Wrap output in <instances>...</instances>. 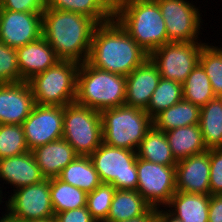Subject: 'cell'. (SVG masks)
Here are the masks:
<instances>
[{
	"instance_id": "cell-14",
	"label": "cell",
	"mask_w": 222,
	"mask_h": 222,
	"mask_svg": "<svg viewBox=\"0 0 222 222\" xmlns=\"http://www.w3.org/2000/svg\"><path fill=\"white\" fill-rule=\"evenodd\" d=\"M42 37V13L0 10V41L18 48Z\"/></svg>"
},
{
	"instance_id": "cell-31",
	"label": "cell",
	"mask_w": 222,
	"mask_h": 222,
	"mask_svg": "<svg viewBox=\"0 0 222 222\" xmlns=\"http://www.w3.org/2000/svg\"><path fill=\"white\" fill-rule=\"evenodd\" d=\"M182 99V84L170 79L161 78L145 111L153 119L161 111L168 109Z\"/></svg>"
},
{
	"instance_id": "cell-34",
	"label": "cell",
	"mask_w": 222,
	"mask_h": 222,
	"mask_svg": "<svg viewBox=\"0 0 222 222\" xmlns=\"http://www.w3.org/2000/svg\"><path fill=\"white\" fill-rule=\"evenodd\" d=\"M116 188L112 184L101 183L94 191L87 194L86 207L96 222H107Z\"/></svg>"
},
{
	"instance_id": "cell-5",
	"label": "cell",
	"mask_w": 222,
	"mask_h": 222,
	"mask_svg": "<svg viewBox=\"0 0 222 222\" xmlns=\"http://www.w3.org/2000/svg\"><path fill=\"white\" fill-rule=\"evenodd\" d=\"M103 143L136 151L153 126V119L144 109L126 105L102 110Z\"/></svg>"
},
{
	"instance_id": "cell-27",
	"label": "cell",
	"mask_w": 222,
	"mask_h": 222,
	"mask_svg": "<svg viewBox=\"0 0 222 222\" xmlns=\"http://www.w3.org/2000/svg\"><path fill=\"white\" fill-rule=\"evenodd\" d=\"M199 126L207 149L222 148V97L200 107Z\"/></svg>"
},
{
	"instance_id": "cell-18",
	"label": "cell",
	"mask_w": 222,
	"mask_h": 222,
	"mask_svg": "<svg viewBox=\"0 0 222 222\" xmlns=\"http://www.w3.org/2000/svg\"><path fill=\"white\" fill-rule=\"evenodd\" d=\"M20 75L23 81L54 66L60 59L44 37L16 48Z\"/></svg>"
},
{
	"instance_id": "cell-10",
	"label": "cell",
	"mask_w": 222,
	"mask_h": 222,
	"mask_svg": "<svg viewBox=\"0 0 222 222\" xmlns=\"http://www.w3.org/2000/svg\"><path fill=\"white\" fill-rule=\"evenodd\" d=\"M137 192L153 208L165 207L176 193V166H165L137 157Z\"/></svg>"
},
{
	"instance_id": "cell-15",
	"label": "cell",
	"mask_w": 222,
	"mask_h": 222,
	"mask_svg": "<svg viewBox=\"0 0 222 222\" xmlns=\"http://www.w3.org/2000/svg\"><path fill=\"white\" fill-rule=\"evenodd\" d=\"M34 105L28 81L0 84V124L22 125Z\"/></svg>"
},
{
	"instance_id": "cell-4",
	"label": "cell",
	"mask_w": 222,
	"mask_h": 222,
	"mask_svg": "<svg viewBox=\"0 0 222 222\" xmlns=\"http://www.w3.org/2000/svg\"><path fill=\"white\" fill-rule=\"evenodd\" d=\"M126 76L80 63L75 102L101 112L125 103Z\"/></svg>"
},
{
	"instance_id": "cell-7",
	"label": "cell",
	"mask_w": 222,
	"mask_h": 222,
	"mask_svg": "<svg viewBox=\"0 0 222 222\" xmlns=\"http://www.w3.org/2000/svg\"><path fill=\"white\" fill-rule=\"evenodd\" d=\"M62 138L79 156H90L103 143L101 113L76 102L65 105Z\"/></svg>"
},
{
	"instance_id": "cell-20",
	"label": "cell",
	"mask_w": 222,
	"mask_h": 222,
	"mask_svg": "<svg viewBox=\"0 0 222 222\" xmlns=\"http://www.w3.org/2000/svg\"><path fill=\"white\" fill-rule=\"evenodd\" d=\"M31 152L46 179L58 178L62 170L79 156L63 138L38 146Z\"/></svg>"
},
{
	"instance_id": "cell-28",
	"label": "cell",
	"mask_w": 222,
	"mask_h": 222,
	"mask_svg": "<svg viewBox=\"0 0 222 222\" xmlns=\"http://www.w3.org/2000/svg\"><path fill=\"white\" fill-rule=\"evenodd\" d=\"M58 178L87 194L102 183L89 156H78L62 170Z\"/></svg>"
},
{
	"instance_id": "cell-42",
	"label": "cell",
	"mask_w": 222,
	"mask_h": 222,
	"mask_svg": "<svg viewBox=\"0 0 222 222\" xmlns=\"http://www.w3.org/2000/svg\"><path fill=\"white\" fill-rule=\"evenodd\" d=\"M0 222H21V221L14 220L5 213L4 215H2V217H0Z\"/></svg>"
},
{
	"instance_id": "cell-44",
	"label": "cell",
	"mask_w": 222,
	"mask_h": 222,
	"mask_svg": "<svg viewBox=\"0 0 222 222\" xmlns=\"http://www.w3.org/2000/svg\"><path fill=\"white\" fill-rule=\"evenodd\" d=\"M1 188H2V187H0V204H2V202H4V201H2V199L4 198V197H3V194H2V193H3V192H2L3 189H1Z\"/></svg>"
},
{
	"instance_id": "cell-13",
	"label": "cell",
	"mask_w": 222,
	"mask_h": 222,
	"mask_svg": "<svg viewBox=\"0 0 222 222\" xmlns=\"http://www.w3.org/2000/svg\"><path fill=\"white\" fill-rule=\"evenodd\" d=\"M63 106L35 104L22 128L29 151L63 137Z\"/></svg>"
},
{
	"instance_id": "cell-35",
	"label": "cell",
	"mask_w": 222,
	"mask_h": 222,
	"mask_svg": "<svg viewBox=\"0 0 222 222\" xmlns=\"http://www.w3.org/2000/svg\"><path fill=\"white\" fill-rule=\"evenodd\" d=\"M23 82L17 60L16 48L0 41V84Z\"/></svg>"
},
{
	"instance_id": "cell-24",
	"label": "cell",
	"mask_w": 222,
	"mask_h": 222,
	"mask_svg": "<svg viewBox=\"0 0 222 222\" xmlns=\"http://www.w3.org/2000/svg\"><path fill=\"white\" fill-rule=\"evenodd\" d=\"M151 206L137 190L116 189L107 222H121L144 215Z\"/></svg>"
},
{
	"instance_id": "cell-17",
	"label": "cell",
	"mask_w": 222,
	"mask_h": 222,
	"mask_svg": "<svg viewBox=\"0 0 222 222\" xmlns=\"http://www.w3.org/2000/svg\"><path fill=\"white\" fill-rule=\"evenodd\" d=\"M160 79L157 67L148 58L126 76L124 105L145 110Z\"/></svg>"
},
{
	"instance_id": "cell-22",
	"label": "cell",
	"mask_w": 222,
	"mask_h": 222,
	"mask_svg": "<svg viewBox=\"0 0 222 222\" xmlns=\"http://www.w3.org/2000/svg\"><path fill=\"white\" fill-rule=\"evenodd\" d=\"M165 135L177 162L208 150L199 124L174 128L165 132Z\"/></svg>"
},
{
	"instance_id": "cell-25",
	"label": "cell",
	"mask_w": 222,
	"mask_h": 222,
	"mask_svg": "<svg viewBox=\"0 0 222 222\" xmlns=\"http://www.w3.org/2000/svg\"><path fill=\"white\" fill-rule=\"evenodd\" d=\"M200 107L184 99L161 111L153 118V126L163 132L199 124Z\"/></svg>"
},
{
	"instance_id": "cell-33",
	"label": "cell",
	"mask_w": 222,
	"mask_h": 222,
	"mask_svg": "<svg viewBox=\"0 0 222 222\" xmlns=\"http://www.w3.org/2000/svg\"><path fill=\"white\" fill-rule=\"evenodd\" d=\"M22 125L0 124V159L28 152Z\"/></svg>"
},
{
	"instance_id": "cell-3",
	"label": "cell",
	"mask_w": 222,
	"mask_h": 222,
	"mask_svg": "<svg viewBox=\"0 0 222 222\" xmlns=\"http://www.w3.org/2000/svg\"><path fill=\"white\" fill-rule=\"evenodd\" d=\"M114 18L148 54L170 43L156 0H115Z\"/></svg>"
},
{
	"instance_id": "cell-1",
	"label": "cell",
	"mask_w": 222,
	"mask_h": 222,
	"mask_svg": "<svg viewBox=\"0 0 222 222\" xmlns=\"http://www.w3.org/2000/svg\"><path fill=\"white\" fill-rule=\"evenodd\" d=\"M98 23L85 15L50 9L42 13V36L60 60L87 61Z\"/></svg>"
},
{
	"instance_id": "cell-23",
	"label": "cell",
	"mask_w": 222,
	"mask_h": 222,
	"mask_svg": "<svg viewBox=\"0 0 222 222\" xmlns=\"http://www.w3.org/2000/svg\"><path fill=\"white\" fill-rule=\"evenodd\" d=\"M46 7L85 15L101 24L114 18L115 0H46Z\"/></svg>"
},
{
	"instance_id": "cell-43",
	"label": "cell",
	"mask_w": 222,
	"mask_h": 222,
	"mask_svg": "<svg viewBox=\"0 0 222 222\" xmlns=\"http://www.w3.org/2000/svg\"><path fill=\"white\" fill-rule=\"evenodd\" d=\"M27 222H55L54 218H46V219H40V220H31Z\"/></svg>"
},
{
	"instance_id": "cell-9",
	"label": "cell",
	"mask_w": 222,
	"mask_h": 222,
	"mask_svg": "<svg viewBox=\"0 0 222 222\" xmlns=\"http://www.w3.org/2000/svg\"><path fill=\"white\" fill-rule=\"evenodd\" d=\"M204 42H170L149 54V59L157 67L161 78L183 84L199 63Z\"/></svg>"
},
{
	"instance_id": "cell-38",
	"label": "cell",
	"mask_w": 222,
	"mask_h": 222,
	"mask_svg": "<svg viewBox=\"0 0 222 222\" xmlns=\"http://www.w3.org/2000/svg\"><path fill=\"white\" fill-rule=\"evenodd\" d=\"M55 222H96L87 207L66 210L54 215Z\"/></svg>"
},
{
	"instance_id": "cell-19",
	"label": "cell",
	"mask_w": 222,
	"mask_h": 222,
	"mask_svg": "<svg viewBox=\"0 0 222 222\" xmlns=\"http://www.w3.org/2000/svg\"><path fill=\"white\" fill-rule=\"evenodd\" d=\"M44 176L41 174L34 155L31 151L24 154L0 159V181L19 189L41 182Z\"/></svg>"
},
{
	"instance_id": "cell-36",
	"label": "cell",
	"mask_w": 222,
	"mask_h": 222,
	"mask_svg": "<svg viewBox=\"0 0 222 222\" xmlns=\"http://www.w3.org/2000/svg\"><path fill=\"white\" fill-rule=\"evenodd\" d=\"M210 195L222 194V148L209 149Z\"/></svg>"
},
{
	"instance_id": "cell-16",
	"label": "cell",
	"mask_w": 222,
	"mask_h": 222,
	"mask_svg": "<svg viewBox=\"0 0 222 222\" xmlns=\"http://www.w3.org/2000/svg\"><path fill=\"white\" fill-rule=\"evenodd\" d=\"M209 149L176 164V191L210 195Z\"/></svg>"
},
{
	"instance_id": "cell-37",
	"label": "cell",
	"mask_w": 222,
	"mask_h": 222,
	"mask_svg": "<svg viewBox=\"0 0 222 222\" xmlns=\"http://www.w3.org/2000/svg\"><path fill=\"white\" fill-rule=\"evenodd\" d=\"M46 0H0V10L43 13Z\"/></svg>"
},
{
	"instance_id": "cell-41",
	"label": "cell",
	"mask_w": 222,
	"mask_h": 222,
	"mask_svg": "<svg viewBox=\"0 0 222 222\" xmlns=\"http://www.w3.org/2000/svg\"><path fill=\"white\" fill-rule=\"evenodd\" d=\"M157 208L151 207L144 215L121 222H153L156 218Z\"/></svg>"
},
{
	"instance_id": "cell-12",
	"label": "cell",
	"mask_w": 222,
	"mask_h": 222,
	"mask_svg": "<svg viewBox=\"0 0 222 222\" xmlns=\"http://www.w3.org/2000/svg\"><path fill=\"white\" fill-rule=\"evenodd\" d=\"M165 21L169 42H202L200 9L187 0H156ZM199 38V39H198ZM199 40V41H198Z\"/></svg>"
},
{
	"instance_id": "cell-32",
	"label": "cell",
	"mask_w": 222,
	"mask_h": 222,
	"mask_svg": "<svg viewBox=\"0 0 222 222\" xmlns=\"http://www.w3.org/2000/svg\"><path fill=\"white\" fill-rule=\"evenodd\" d=\"M209 44L206 43L202 47L199 64L208 75L214 95L222 97V50L216 45Z\"/></svg>"
},
{
	"instance_id": "cell-40",
	"label": "cell",
	"mask_w": 222,
	"mask_h": 222,
	"mask_svg": "<svg viewBox=\"0 0 222 222\" xmlns=\"http://www.w3.org/2000/svg\"><path fill=\"white\" fill-rule=\"evenodd\" d=\"M165 209V210H163ZM157 208L156 211V218L155 220L157 222H183L181 219H178L176 216H174L173 214H171L167 208Z\"/></svg>"
},
{
	"instance_id": "cell-39",
	"label": "cell",
	"mask_w": 222,
	"mask_h": 222,
	"mask_svg": "<svg viewBox=\"0 0 222 222\" xmlns=\"http://www.w3.org/2000/svg\"><path fill=\"white\" fill-rule=\"evenodd\" d=\"M208 222H222V195H210Z\"/></svg>"
},
{
	"instance_id": "cell-8",
	"label": "cell",
	"mask_w": 222,
	"mask_h": 222,
	"mask_svg": "<svg viewBox=\"0 0 222 222\" xmlns=\"http://www.w3.org/2000/svg\"><path fill=\"white\" fill-rule=\"evenodd\" d=\"M89 157L102 183L112 184L116 189L136 190V151L102 143Z\"/></svg>"
},
{
	"instance_id": "cell-2",
	"label": "cell",
	"mask_w": 222,
	"mask_h": 222,
	"mask_svg": "<svg viewBox=\"0 0 222 222\" xmlns=\"http://www.w3.org/2000/svg\"><path fill=\"white\" fill-rule=\"evenodd\" d=\"M148 58L149 54L113 18L96 26L87 62L107 72L128 76Z\"/></svg>"
},
{
	"instance_id": "cell-11",
	"label": "cell",
	"mask_w": 222,
	"mask_h": 222,
	"mask_svg": "<svg viewBox=\"0 0 222 222\" xmlns=\"http://www.w3.org/2000/svg\"><path fill=\"white\" fill-rule=\"evenodd\" d=\"M50 196V179L46 178L36 184L14 188L5 201L6 214L21 222L54 218Z\"/></svg>"
},
{
	"instance_id": "cell-26",
	"label": "cell",
	"mask_w": 222,
	"mask_h": 222,
	"mask_svg": "<svg viewBox=\"0 0 222 222\" xmlns=\"http://www.w3.org/2000/svg\"><path fill=\"white\" fill-rule=\"evenodd\" d=\"M137 157L165 166H176L165 132L154 126L147 132L136 150Z\"/></svg>"
},
{
	"instance_id": "cell-30",
	"label": "cell",
	"mask_w": 222,
	"mask_h": 222,
	"mask_svg": "<svg viewBox=\"0 0 222 222\" xmlns=\"http://www.w3.org/2000/svg\"><path fill=\"white\" fill-rule=\"evenodd\" d=\"M183 99L202 107L216 96L203 67L198 63L182 84Z\"/></svg>"
},
{
	"instance_id": "cell-29",
	"label": "cell",
	"mask_w": 222,
	"mask_h": 222,
	"mask_svg": "<svg viewBox=\"0 0 222 222\" xmlns=\"http://www.w3.org/2000/svg\"><path fill=\"white\" fill-rule=\"evenodd\" d=\"M50 195L54 215L86 206L87 193L59 178L50 179Z\"/></svg>"
},
{
	"instance_id": "cell-6",
	"label": "cell",
	"mask_w": 222,
	"mask_h": 222,
	"mask_svg": "<svg viewBox=\"0 0 222 222\" xmlns=\"http://www.w3.org/2000/svg\"><path fill=\"white\" fill-rule=\"evenodd\" d=\"M79 66L75 61L60 60L28 80L35 104L64 107L75 102Z\"/></svg>"
},
{
	"instance_id": "cell-21",
	"label": "cell",
	"mask_w": 222,
	"mask_h": 222,
	"mask_svg": "<svg viewBox=\"0 0 222 222\" xmlns=\"http://www.w3.org/2000/svg\"><path fill=\"white\" fill-rule=\"evenodd\" d=\"M209 201L210 195L176 191L165 208L183 222H208Z\"/></svg>"
}]
</instances>
